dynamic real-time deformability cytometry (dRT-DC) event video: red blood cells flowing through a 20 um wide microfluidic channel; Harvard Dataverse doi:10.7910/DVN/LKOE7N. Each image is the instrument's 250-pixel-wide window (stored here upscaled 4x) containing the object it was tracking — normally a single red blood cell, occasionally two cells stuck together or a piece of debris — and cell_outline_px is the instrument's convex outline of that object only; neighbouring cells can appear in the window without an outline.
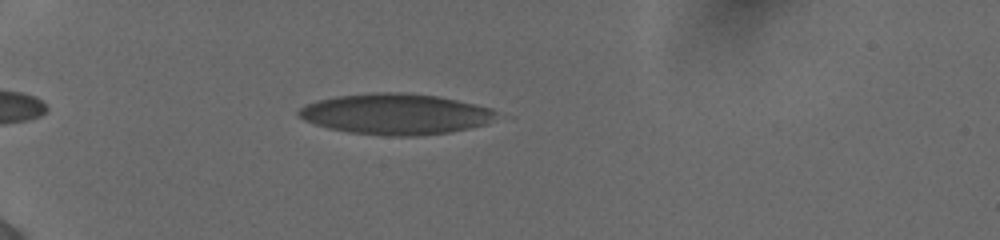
{"species": "human", "species_latin": "Homo sapiens", "temperature_condition": "cold", "stored_images_in_passage": 7, "camera_frame_rate_fps": 3000, "um_per_image_px": 0.085, "donor": {"sex": "female"}, "frame": {"image": 1, "passage_image": 2, "time_ms": 0.333, "image_size_px": [1000, 240], "cell_outline_px": [[500, 116], [484, 124], [468, 128], [448, 132], [424, 136], [392, 136], [348, 132], [328, 128], [304, 120], [296, 116], [296, 112], [304, 104], [336, 96], [372, 92], [400, 92], [436, 96], [476, 104], [492, 108]], "centroid_in_image_um": [33.6, 9.69], "position_along_channel_um": 51.4, "area_um2": 47.11}}
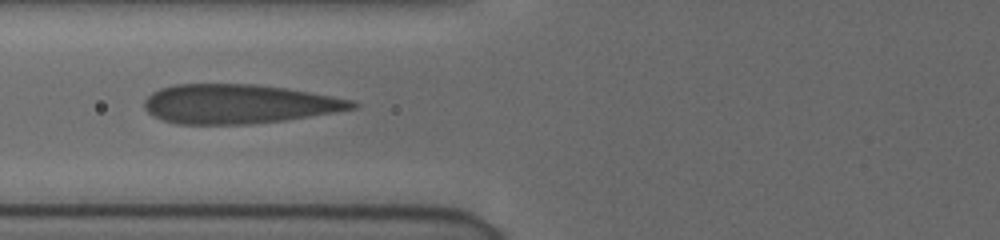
{"frame": {"image": 2, "passage_image": 5, "time_ms": 1.333, "image_size_px": [1000, 240], "cell_outline_px": [[360, 104], [356, 108], [284, 120], [252, 124], [176, 124], [152, 116], [144, 108], [144, 100], [152, 92], [160, 88], [176, 84], [256, 84], [284, 88], [332, 96], [352, 100]], "centroid_in_image_um": [20.23, 8.84], "position_along_channel_um": 105.6, "area_um2": 47.34}}
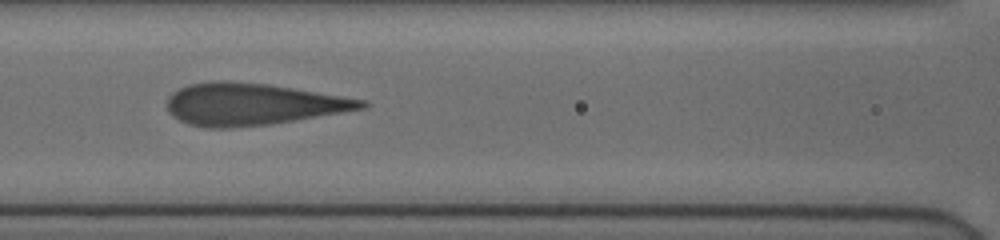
{"frame": {"image": 3, "passage_image": 6, "time_ms": 1.667, "image_size_px": [1000, 240], "cell_outline_px": [[368, 104], [364, 108], [272, 124], [228, 128], [204, 128], [188, 124], [172, 116], [168, 112], [168, 96], [172, 92], [188, 84], [220, 80], [224, 80], [268, 84], [368, 100]], "centroid_in_image_um": [21.41, 8.86], "position_along_channel_um": 145.2, "area_um2": 47.45}}